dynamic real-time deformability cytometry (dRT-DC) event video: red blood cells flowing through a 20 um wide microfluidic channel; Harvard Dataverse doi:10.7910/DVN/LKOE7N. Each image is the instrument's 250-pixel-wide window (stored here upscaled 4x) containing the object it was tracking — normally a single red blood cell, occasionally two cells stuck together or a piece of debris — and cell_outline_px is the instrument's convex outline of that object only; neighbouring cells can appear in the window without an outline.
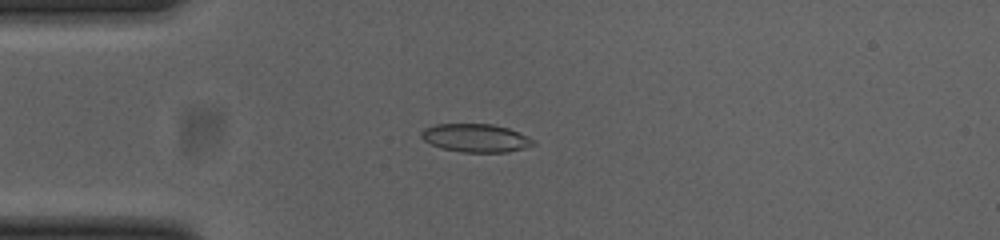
{"species": "common noctule bat (a hibernating species)", "species_latin": "Nyctalus noctula", "temperature_condition": "cold", "stored_images_in_passage": 40, "camera_frame_rate_fps": 3000, "um_per_image_px": 0.085, "animal": {"sex": "female", "body_mass_g": 23.0, "forearm_length_mm": 53.4}, "frame": {"image": 1, "passage_image": 1, "time_ms": 0.0, "image_size_px": [1000, 240], "cell_outline_px": [[536, 144], [524, 148], [508, 152], [464, 152], [440, 148], [424, 140], [420, 136], [420, 132], [424, 128], [436, 124], [492, 124], [508, 128], [528, 136], [536, 140]], "centroid_in_image_um": [40.45, 11.73], "position_along_channel_um": 44.6, "area_um2": 18.5}}
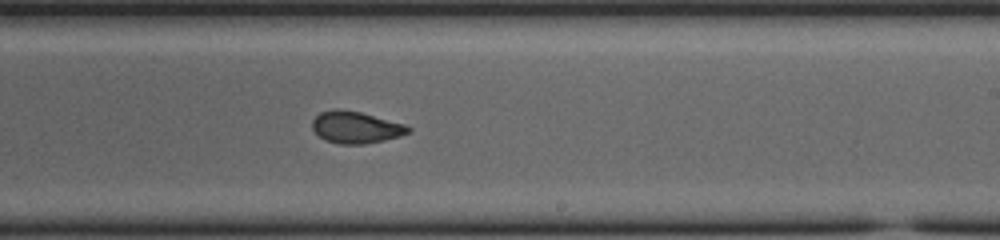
{"frame": {"image": 2, "passage_image": 19, "time_ms": 6.0, "image_size_px": [1000, 240], "cell_outline_px": [[412, 128], [408, 132], [400, 136], [384, 140], [364, 144], [340, 144], [324, 140], [312, 128], [312, 120], [320, 112], [336, 108], [360, 112], [404, 124]], "centroid_in_image_um": [30.22, 10.82], "position_along_channel_um": 258.8, "area_um2": 17.69}}
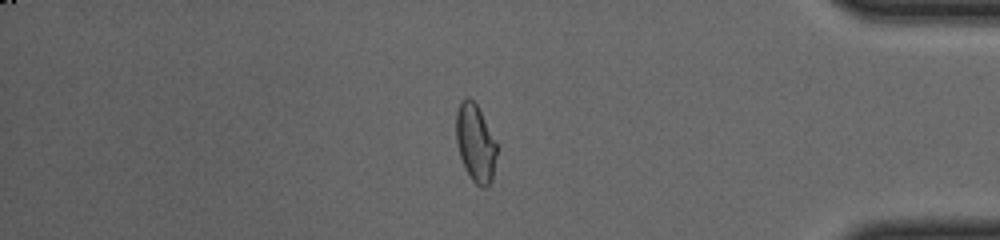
{"frame": {"image": 3, "passage_image": 32, "time_ms": 10.333, "image_size_px": [1000, 240], "cell_outline_px": [[496, 156], [492, 180], [484, 188], [480, 188], [472, 180], [460, 156], [456, 140], [456, 112], [460, 104], [468, 96], [476, 104], [496, 144]], "centroid_in_image_um": [40.4, 12.18], "position_along_channel_um": 394.8, "area_um2": 17.8}, "authors_computed_cell_mechanics": {"area_um2": 18.0625, "velocity_mm_per_s": 3.8633, "shape_relaxation_time_tau1_ms": null, "shape_relaxation_time_tau2_ms": 1.2811, "deformation_change_tau1": null, "deformation_change_tau2": 0.0622}}